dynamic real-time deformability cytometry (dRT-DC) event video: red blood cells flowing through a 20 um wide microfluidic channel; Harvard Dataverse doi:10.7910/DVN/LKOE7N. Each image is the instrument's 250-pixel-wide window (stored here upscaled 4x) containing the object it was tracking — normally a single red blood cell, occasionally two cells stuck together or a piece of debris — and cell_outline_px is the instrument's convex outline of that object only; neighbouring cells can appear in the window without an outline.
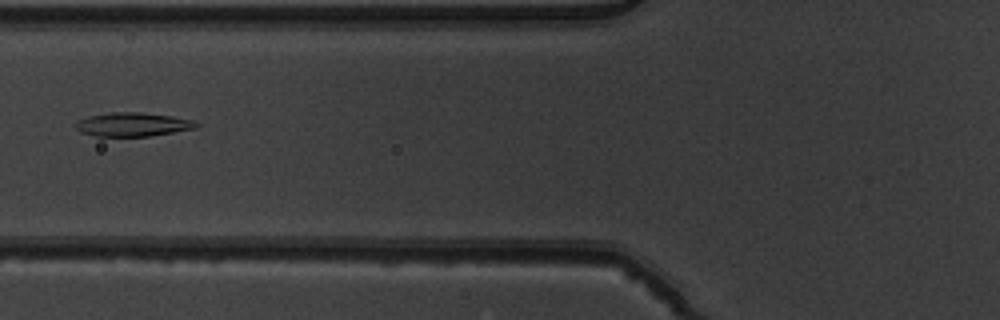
{"species": "common noctule bat (a hibernating species)", "species_latin": "Nyctalus noctula", "temperature_condition": "warm", "stored_images_in_passage": 8, "camera_frame_rate_fps": 3000, "um_per_image_px": 0.085, "animal": {"sex": "male", "body_mass_g": 19.5, "forearm_length_mm": 54.6}, "frame": {"image": 1, "passage_image": 7, "time_ms": 2.0, "image_size_px": [1000, 320], "cell_outline_px": [[200, 124], [196, 128], [148, 136], [96, 136], [80, 132], [76, 128], [76, 120], [88, 116], [112, 112], [140, 112], [172, 116], [196, 120]], "centroid_in_image_um": [11.29, 10.57], "position_along_channel_um": 114.5, "area_um2": 16.76}}
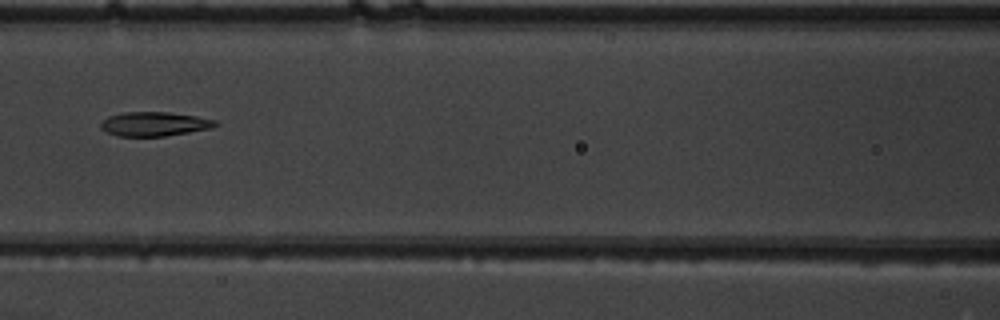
{"frame": {"image": 2, "passage_image": 8, "time_ms": 2.333, "image_size_px": [1000, 320], "cell_outline_px": [[220, 124], [212, 128], [164, 136], [116, 136], [104, 132], [100, 128], [100, 124], [108, 116], [124, 112], [168, 112], [196, 116], [216, 120]], "centroid_in_image_um": [13.1, 10.54], "position_along_channel_um": 153.5, "area_um2": 16.24}}